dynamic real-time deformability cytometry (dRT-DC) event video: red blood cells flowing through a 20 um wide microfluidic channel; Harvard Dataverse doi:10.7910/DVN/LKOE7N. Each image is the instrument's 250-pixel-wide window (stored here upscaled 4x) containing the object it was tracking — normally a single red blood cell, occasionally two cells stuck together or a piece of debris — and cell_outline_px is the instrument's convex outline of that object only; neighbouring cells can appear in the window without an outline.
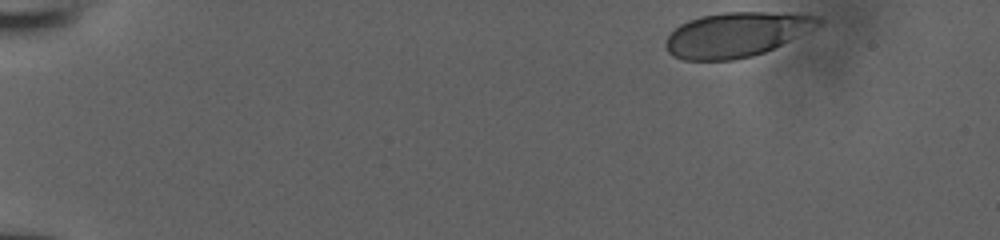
{"species": "human", "species_latin": "Homo sapiens", "temperature_condition": "room temperature", "stored_images_in_passage": 39, "camera_frame_rate_fps": 3000, "um_per_image_px": 0.085, "donor": {"sex": "male"}, "frame": {"image": 1, "passage_image": 1, "time_ms": 0.0, "image_size_px": [1000, 240], "cell_outline_px": [[820, 24], [764, 52], [752, 56], [732, 60], [684, 60], [672, 56], [668, 52], [664, 44], [668, 36], [680, 24], [688, 20], [700, 16], [724, 12], [788, 12], [816, 16], [820, 20]], "centroid_in_image_um": [62.51, 2.93], "position_along_channel_um": 22.5, "area_um2": 39.3}}
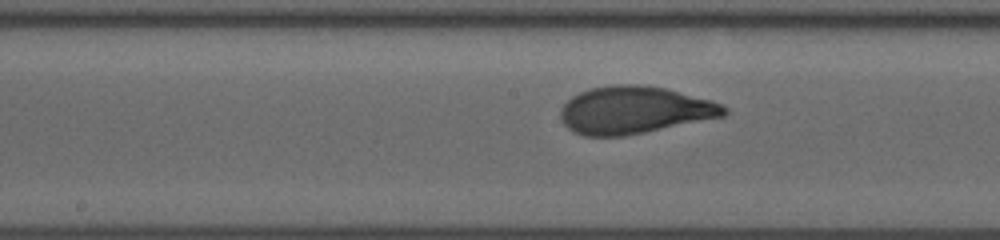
{"frame": {"image": 2, "passage_image": 23, "time_ms": 7.333, "image_size_px": [1000, 240], "cell_outline_px": [[728, 112], [724, 116], [624, 136], [584, 136], [572, 132], [564, 124], [560, 116], [560, 108], [572, 96], [580, 92], [592, 88], [612, 84], [640, 84], [664, 88], [712, 100], [728, 108]], "centroid_in_image_um": [53.89, 9.35], "position_along_channel_um": 194.3, "area_um2": 45.08}}
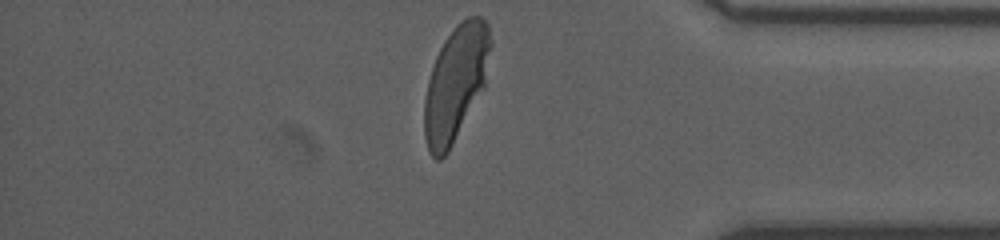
{"frame": {"image": 3, "passage_image": 39, "time_ms": 12.667, "image_size_px": [1000, 240], "cell_outline_px": [[492, 44], [484, 88], [448, 152], [440, 160], [436, 160], [428, 152], [424, 136], [424, 100], [428, 80], [436, 56], [444, 40], [456, 24], [468, 16], [480, 16], [488, 24], [492, 40]], "centroid_in_image_um": [38.74, 7.06], "position_along_channel_um": 396.5, "area_um2": 44.56}}